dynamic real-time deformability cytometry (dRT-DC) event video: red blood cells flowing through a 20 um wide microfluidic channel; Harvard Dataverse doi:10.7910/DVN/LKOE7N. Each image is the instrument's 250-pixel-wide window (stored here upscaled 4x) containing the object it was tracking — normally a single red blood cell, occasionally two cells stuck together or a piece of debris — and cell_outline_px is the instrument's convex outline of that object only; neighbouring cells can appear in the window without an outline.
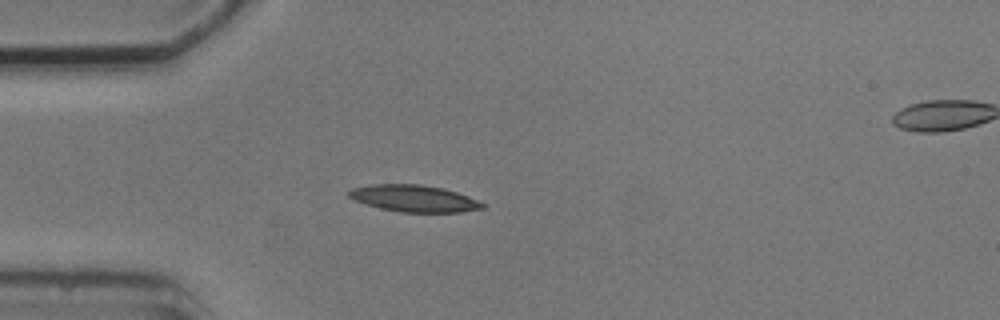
{"species": "common noctule bat (a hibernating species)", "species_latin": "Nyctalus noctula", "temperature_condition": "cold", "stored_images_in_passage": 2, "camera_frame_rate_fps": 3000, "um_per_image_px": 0.085, "animal": {"sex": "male", "body_mass_g": 20.5, "forearm_length_mm": 52.5}, "frame": {"image": 1, "passage_image": 1, "time_ms": 0.0, "image_size_px": [1000, 320], "cell_outline_px": [[488, 204], [484, 208], [460, 212], [400, 212], [380, 208], [356, 200], [348, 196], [348, 192], [352, 188], [368, 184], [420, 184], [440, 188], [456, 192], [468, 196]], "centroid_in_image_um": [35.22, 16.86], "position_along_channel_um": 49.8, "area_um2": 20.75}}